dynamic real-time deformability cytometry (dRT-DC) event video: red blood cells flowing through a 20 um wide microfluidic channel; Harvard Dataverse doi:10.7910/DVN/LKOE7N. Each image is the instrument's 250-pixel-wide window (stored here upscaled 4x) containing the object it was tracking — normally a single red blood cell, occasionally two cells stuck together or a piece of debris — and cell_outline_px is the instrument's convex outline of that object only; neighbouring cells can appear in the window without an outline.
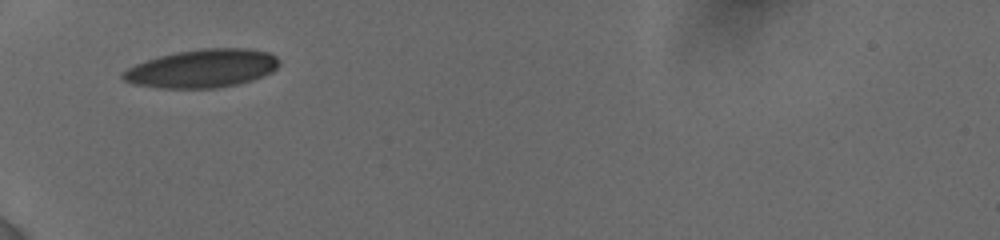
{"species": "human", "species_latin": "Homo sapiens", "temperature_condition": "cold", "stored_images_in_passage": 12, "camera_frame_rate_fps": 3000, "um_per_image_px": 0.085, "donor": {"sex": "female"}, "frame": {"image": 1, "passage_image": 1, "time_ms": 0.0, "image_size_px": [1000, 240], "cell_outline_px": [[280, 64], [272, 72], [252, 80], [236, 84], [216, 88], [156, 88], [132, 84], [124, 80], [120, 76], [120, 72], [136, 64], [160, 56], [176, 52], [200, 48], [248, 48], [268, 52], [276, 56], [280, 60]], "centroid_in_image_um": [17.18, 5.82], "position_along_channel_um": 67.8, "area_um2": 35.03}}
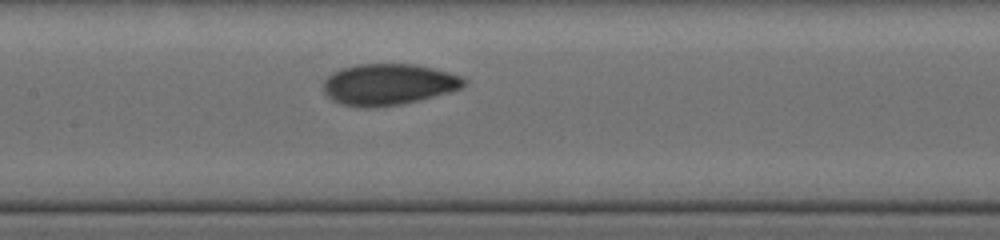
{"frame": {"image": 2, "passage_image": 9, "time_ms": 3.0, "image_size_px": [1000, 240], "cell_outline_px": [[468, 80], [460, 88], [448, 92], [400, 104], [344, 104], [332, 100], [324, 92], [324, 80], [332, 72], [340, 68], [356, 64], [416, 64], [448, 72], [460, 76]], "centroid_in_image_um": [33.02, 7.11], "position_along_channel_um": 174.4, "area_um2": 32.66}}
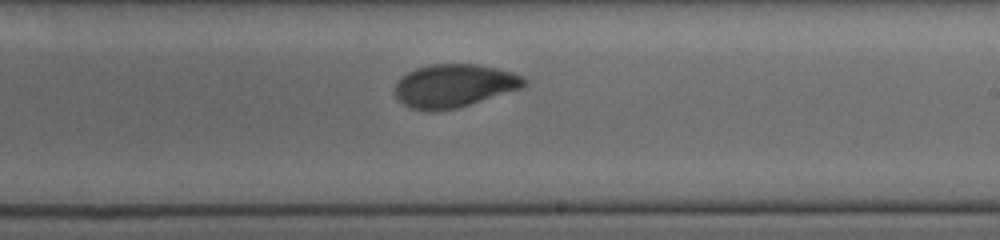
{"frame": {"image": 3, "passage_image": 12, "time_ms": 5.0, "image_size_px": [1000, 240], "cell_outline_px": [[528, 84], [524, 88], [456, 108], [436, 112], [424, 112], [412, 108], [404, 104], [396, 96], [396, 84], [408, 72], [416, 68], [432, 64], [476, 64], [496, 68], [512, 72], [524, 76], [528, 80]], "centroid_in_image_um": [38.66, 7.3], "position_along_channel_um": 250.3, "area_um2": 32.6}}